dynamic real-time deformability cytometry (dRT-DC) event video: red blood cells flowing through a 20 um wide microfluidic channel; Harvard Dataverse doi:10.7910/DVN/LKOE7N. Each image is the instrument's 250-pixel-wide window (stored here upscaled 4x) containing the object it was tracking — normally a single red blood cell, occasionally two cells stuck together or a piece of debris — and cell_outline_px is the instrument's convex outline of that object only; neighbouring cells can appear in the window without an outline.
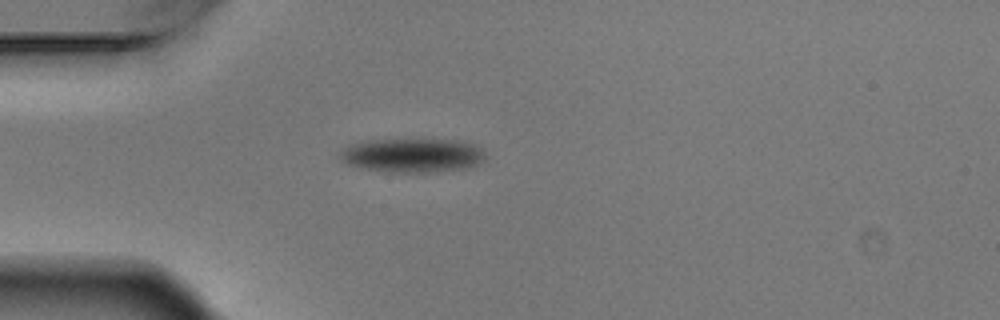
{"species": "Egyptian fruit bat (a non-hibernating species)", "species_latin": "Rousettus aegyptiacus", "temperature_condition": "warm", "stored_images_in_passage": 2, "camera_frame_rate_fps": 3000, "um_per_image_px": 0.085, "animal": {"sex": "male"}, "frame": {"image": 1, "passage_image": 1, "time_ms": 0.0, "image_size_px": [1000, 320], "cell_outline_px": [[484, 156], [476, 164], [468, 168], [436, 172], [388, 172], [360, 168], [348, 164], [340, 160], [340, 152], [348, 144], [368, 140], [460, 140], [476, 144], [484, 152]], "centroid_in_image_um": [35.02, 13.21], "position_along_channel_um": 50.0, "area_um2": 28.84}}